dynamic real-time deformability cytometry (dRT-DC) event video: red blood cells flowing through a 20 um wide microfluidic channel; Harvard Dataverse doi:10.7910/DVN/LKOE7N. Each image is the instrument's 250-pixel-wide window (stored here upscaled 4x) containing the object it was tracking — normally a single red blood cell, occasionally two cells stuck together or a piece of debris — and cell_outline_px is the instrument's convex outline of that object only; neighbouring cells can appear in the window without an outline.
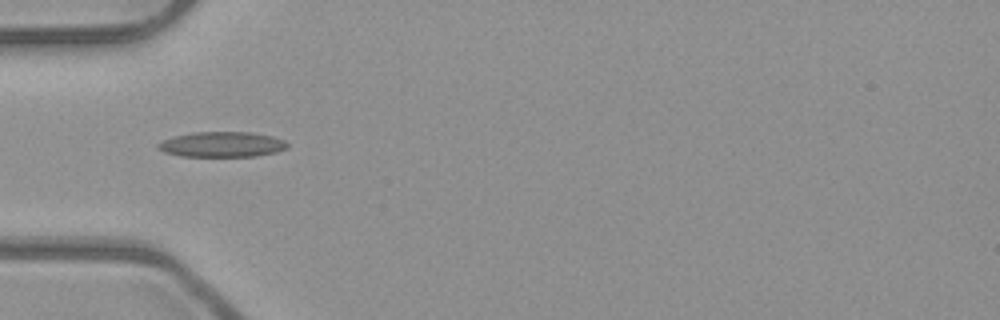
{"species": "common noctule bat (a hibernating species)", "species_latin": "Nyctalus noctula", "temperature_condition": "room temperature", "stored_images_in_passage": 3, "camera_frame_rate_fps": 3000, "um_per_image_px": 0.085, "animal": {"sex": "male", "body_mass_g": 23.1, "forearm_length_mm": 52.7}, "frame": {"image": 1, "passage_image": 1, "time_ms": 0.0, "image_size_px": [1000, 320], "cell_outline_px": [[288, 148], [276, 152], [256, 156], [180, 156], [164, 152], [156, 148], [156, 144], [164, 140], [176, 136], [196, 132], [252, 132], [272, 136], [284, 140], [288, 144]], "centroid_in_image_um": [18.88, 12.28], "position_along_channel_um": 66.1, "area_um2": 19.02}}
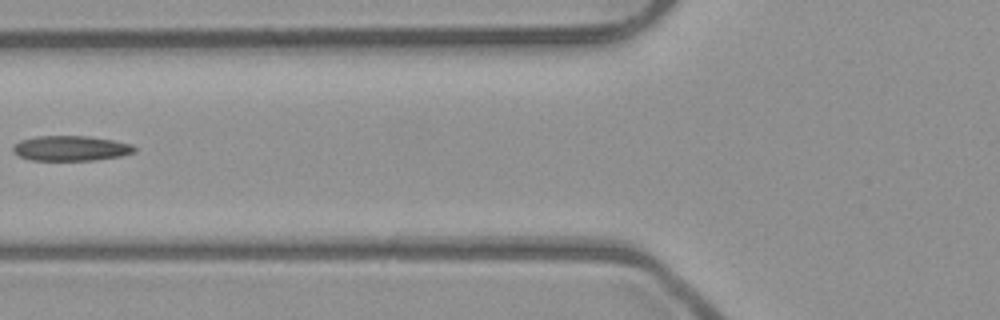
{"frame": {"image": 2, "passage_image": 2, "time_ms": 0.333, "image_size_px": [1000, 320], "cell_outline_px": [[136, 152], [120, 156], [92, 160], [32, 160], [20, 156], [12, 152], [12, 148], [20, 140], [36, 136], [88, 136], [112, 140], [132, 144], [136, 148]], "centroid_in_image_um": [6.02, 12.6], "position_along_channel_um": 119.8, "area_um2": 17.69}}
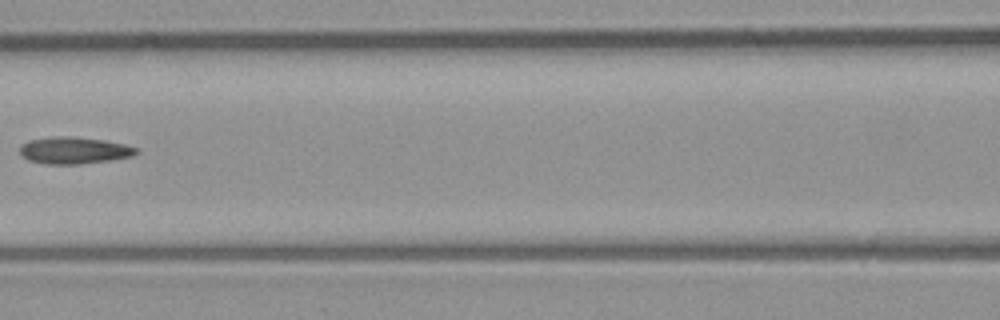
{"frame": {"image": 3, "passage_image": 3, "time_ms": 0.667, "image_size_px": [1000, 320], "cell_outline_px": [[140, 152], [132, 156], [112, 160], [80, 164], [44, 164], [28, 160], [20, 156], [20, 148], [28, 140], [56, 136], [68, 136], [104, 140], [124, 144], [140, 148]], "centroid_in_image_um": [6.32, 12.79], "position_along_channel_um": 160.3, "area_um2": 18.38}}